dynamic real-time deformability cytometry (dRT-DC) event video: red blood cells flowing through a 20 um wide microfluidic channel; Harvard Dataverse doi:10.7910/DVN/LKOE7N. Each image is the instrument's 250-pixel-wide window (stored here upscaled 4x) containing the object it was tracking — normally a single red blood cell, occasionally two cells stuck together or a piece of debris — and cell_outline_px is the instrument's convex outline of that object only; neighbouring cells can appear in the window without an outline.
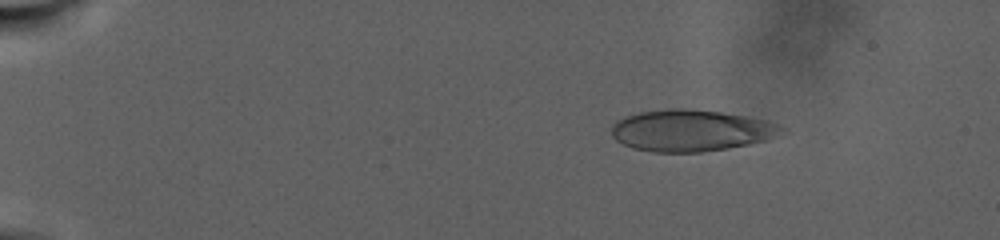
{"species": "human", "species_latin": "Homo sapiens", "temperature_condition": "warm", "stored_images_in_passage": 126, "camera_frame_rate_fps": 3000, "um_per_image_px": 0.085, "donor": {"sex": "male"}, "frame": {"image": 1, "passage_image": 30, "time_ms": 5.333, "image_size_px": [1000, 240], "cell_outline_px": [[788, 132], [768, 140], [728, 148], [700, 152], [652, 152], [632, 148], [616, 140], [612, 136], [612, 124], [616, 120], [640, 112], [664, 108], [688, 108], [720, 112], [748, 116], [768, 120], [780, 124], [788, 128]], "centroid_in_image_um": [58.81, 11.08], "position_along_channel_um": 26.2, "area_um2": 41.79}}
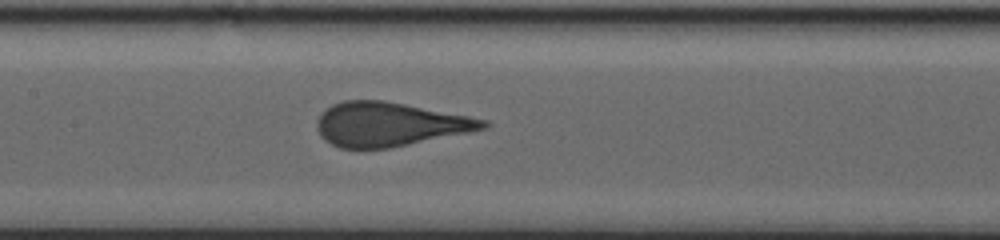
{"frame": {"image": 2, "passage_image": 79, "time_ms": 17.0, "image_size_px": [1000, 240], "cell_outline_px": [[492, 124], [488, 128], [388, 148], [340, 148], [324, 140], [320, 136], [316, 128], [316, 120], [320, 112], [324, 108], [332, 104], [344, 100], [384, 100], [468, 116], [488, 120]], "centroid_in_image_um": [33.06, 10.55], "position_along_channel_um": 174.3, "area_um2": 42.6}}
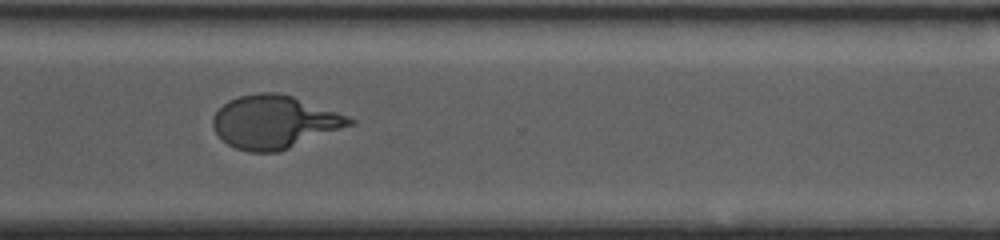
{"frame": {"image": 3, "passage_image": 125, "time_ms": 24.667, "image_size_px": [1000, 240], "cell_outline_px": [[356, 124], [280, 152], [248, 152], [236, 148], [228, 144], [216, 132], [212, 124], [212, 116], [228, 100], [240, 96], [260, 92], [276, 92], [292, 96], [348, 116], [356, 120]], "centroid_in_image_um": [23.35, 10.38], "position_along_channel_um": 347.3, "area_um2": 42.25}}